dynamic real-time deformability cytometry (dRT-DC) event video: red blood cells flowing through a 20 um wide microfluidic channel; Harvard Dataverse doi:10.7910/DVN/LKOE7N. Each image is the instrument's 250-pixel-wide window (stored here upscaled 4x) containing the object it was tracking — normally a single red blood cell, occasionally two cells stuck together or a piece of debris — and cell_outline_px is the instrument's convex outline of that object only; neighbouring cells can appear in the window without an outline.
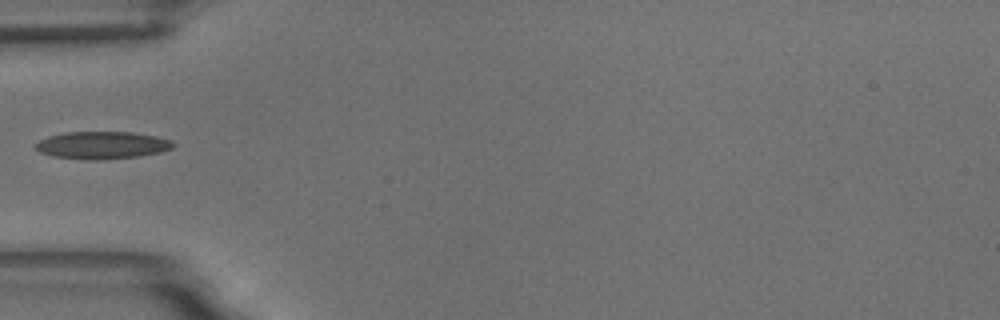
{"species": "common noctule bat (a hibernating species)", "species_latin": "Nyctalus noctula", "temperature_condition": "room temperature", "stored_images_in_passage": 40, "camera_frame_rate_fps": 3000, "um_per_image_px": 0.085, "animal": {"sex": "male", "body_mass_g": 18.8}, "frame": {"image": 1, "passage_image": 1, "time_ms": 0.0, "image_size_px": [1000, 320], "cell_outline_px": [[176, 144], [172, 148], [160, 152], [140, 156], [104, 160], [92, 160], [52, 156], [40, 152], [36, 148], [36, 144], [40, 140], [48, 136], [64, 132], [132, 132], [156, 136], [172, 140]], "centroid_in_image_um": [8.71, 12.34], "position_along_channel_um": 76.3, "area_um2": 22.08}}
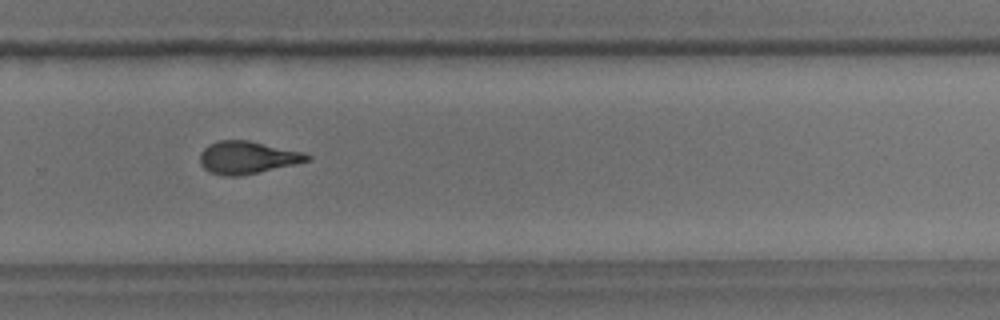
{"frame": {"image": 2, "passage_image": 21, "time_ms": 6.667, "image_size_px": [1000, 320], "cell_outline_px": [[312, 160], [296, 164], [240, 176], [224, 176], [208, 172], [200, 164], [200, 152], [208, 144], [220, 140], [248, 140], [304, 152], [312, 156]], "centroid_in_image_um": [21.03, 13.39], "position_along_channel_um": 308.8, "area_um2": 20.52}}
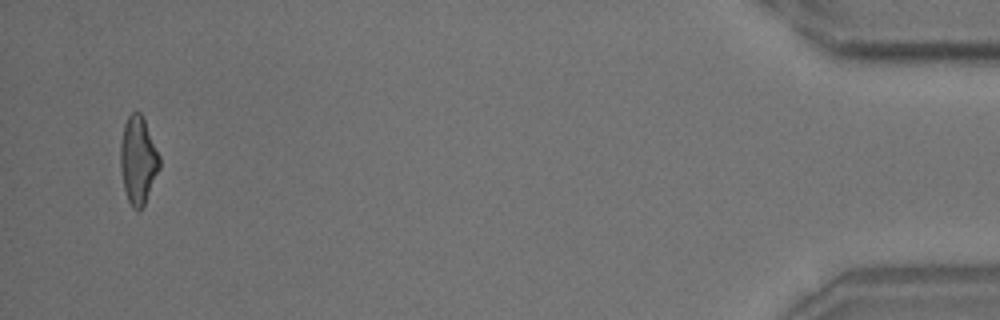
{"frame": {"image": 3, "passage_image": 38, "time_ms": 12.333, "image_size_px": [1000, 320], "cell_outline_px": [[160, 168], [144, 204], [136, 212], [132, 208], [128, 200], [124, 188], [120, 168], [120, 144], [124, 124], [128, 116], [132, 112], [140, 112], [144, 120], [160, 156]], "centroid_in_image_um": [11.73, 13.62], "position_along_channel_um": 423.5, "area_um2": 19.83}}